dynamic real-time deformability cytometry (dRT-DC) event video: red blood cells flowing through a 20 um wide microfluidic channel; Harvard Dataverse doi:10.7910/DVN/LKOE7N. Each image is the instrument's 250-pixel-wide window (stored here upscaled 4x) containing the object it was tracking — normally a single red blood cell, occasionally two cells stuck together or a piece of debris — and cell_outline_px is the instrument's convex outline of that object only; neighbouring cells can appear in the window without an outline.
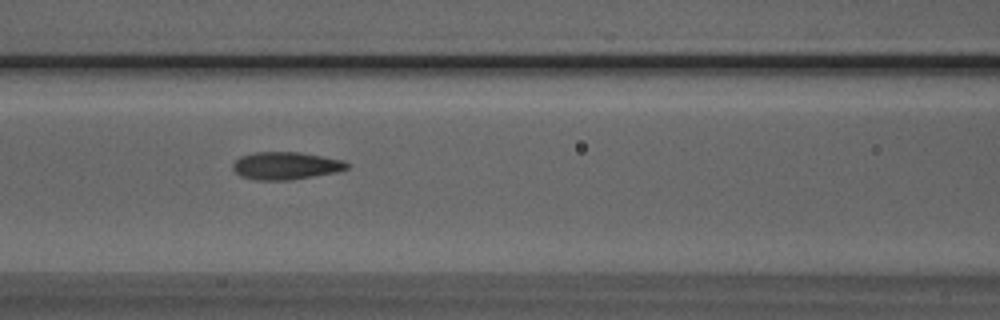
{"species": "Egyptian fruit bat (a non-hibernating species)", "species_latin": "Rousettus aegyptiacus", "temperature_condition": "room temperature", "stored_images_in_passage": 37, "camera_frame_rate_fps": 3000, "um_per_image_px": 0.085, "animal": {"sex": "male"}, "frame": {"image": 1, "passage_image": 8, "time_ms": 2.333, "image_size_px": [1000, 320], "cell_outline_px": [[348, 168], [336, 172], [292, 180], [256, 180], [240, 176], [232, 168], [232, 164], [240, 156], [252, 152], [300, 152], [344, 160], [348, 164]], "centroid_in_image_um": [24.27, 14.08], "position_along_channel_um": 142.3, "area_um2": 18.44}}
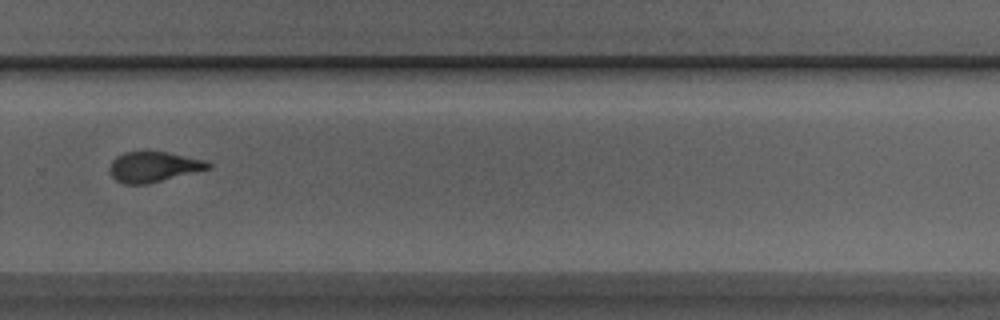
{"frame": {"image": 2, "passage_image": 21, "time_ms": 6.667, "image_size_px": [1000, 320], "cell_outline_px": [[212, 168], [148, 184], [124, 184], [116, 180], [112, 176], [108, 168], [112, 160], [116, 156], [124, 152], [168, 152], [204, 160], [212, 164]], "centroid_in_image_um": [13.04, 14.19], "position_along_channel_um": 316.8, "area_um2": 17.46}}
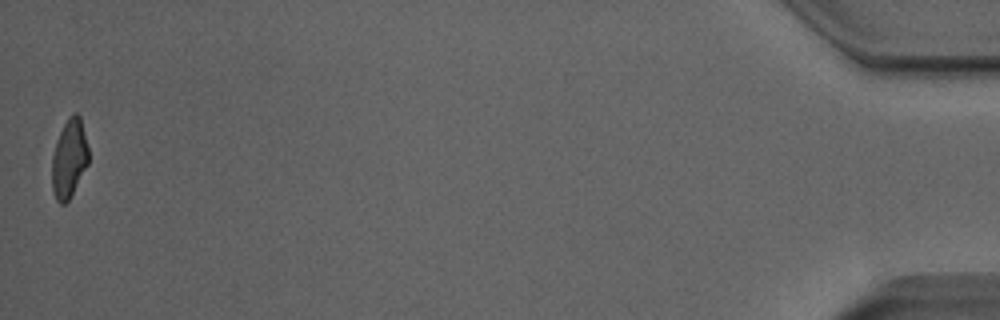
{"frame": {"image": 3, "passage_image": 37, "time_ms": 12.0, "image_size_px": [1000, 320], "cell_outline_px": [[88, 164], [68, 200], [64, 204], [60, 204], [56, 200], [52, 192], [52, 156], [56, 140], [68, 116], [72, 112], [76, 112], [80, 116], [88, 148]], "centroid_in_image_um": [5.86, 13.46], "position_along_channel_um": 429.3, "area_um2": 16.7}, "authors_computed_cell_mechanics": {"area_um2": 17.918, "velocity_mm_per_s": 4.0336, "shape_relaxation_time_tau1_ms": 5.2076, "shape_relaxation_time_tau2_ms": 1.5355, "deformation_change_tau1": 0.1797, "deformation_change_tau2": 0.097}}